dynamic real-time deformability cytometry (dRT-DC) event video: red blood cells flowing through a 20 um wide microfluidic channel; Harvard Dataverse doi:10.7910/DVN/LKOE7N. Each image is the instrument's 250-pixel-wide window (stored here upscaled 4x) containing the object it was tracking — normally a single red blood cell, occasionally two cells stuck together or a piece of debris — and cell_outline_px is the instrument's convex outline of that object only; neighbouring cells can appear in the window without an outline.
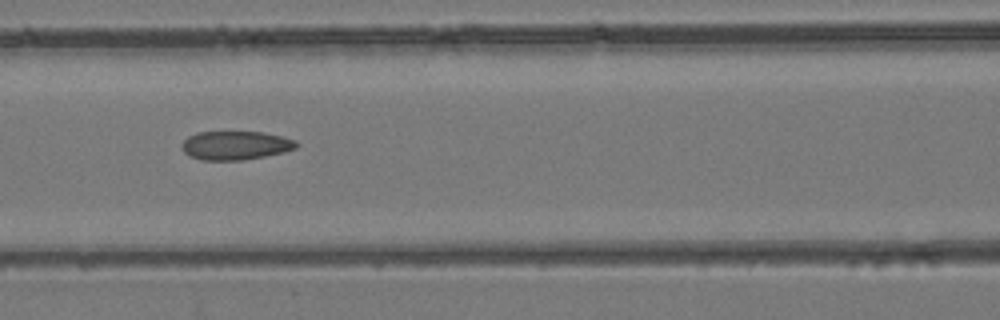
{"species": "common noctule bat (a hibernating species)", "species_latin": "Nyctalus noctula", "temperature_condition": "room temperature", "stored_images_in_passage": 5, "camera_frame_rate_fps": 3000, "um_per_image_px": 0.085, "animal": {"sex": "female", "body_mass_g": 24.6, "forearm_length_mm": 56.2}, "frame": {"image": 1, "passage_image": 4, "time_ms": 3.333, "image_size_px": [1000, 320], "cell_outline_px": [[300, 144], [296, 148], [284, 152], [244, 160], [200, 160], [188, 156], [184, 152], [180, 144], [188, 136], [196, 132], [264, 132], [284, 136], [296, 140]], "centroid_in_image_um": [20.02, 12.36], "position_along_channel_um": 146.6, "area_um2": 19.48}}
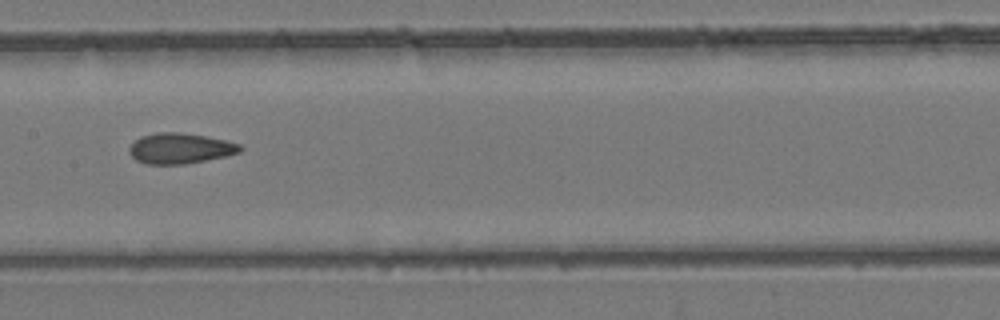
{"frame": {"image": 2, "passage_image": 5, "time_ms": 4.333, "image_size_px": [1000, 320], "cell_outline_px": [[244, 148], [240, 152], [224, 156], [184, 164], [148, 164], [136, 160], [128, 152], [128, 148], [140, 136], [156, 132], [180, 132], [208, 136], [240, 144]], "centroid_in_image_um": [15.3, 12.6], "position_along_channel_um": 192.1, "area_um2": 19.71}}